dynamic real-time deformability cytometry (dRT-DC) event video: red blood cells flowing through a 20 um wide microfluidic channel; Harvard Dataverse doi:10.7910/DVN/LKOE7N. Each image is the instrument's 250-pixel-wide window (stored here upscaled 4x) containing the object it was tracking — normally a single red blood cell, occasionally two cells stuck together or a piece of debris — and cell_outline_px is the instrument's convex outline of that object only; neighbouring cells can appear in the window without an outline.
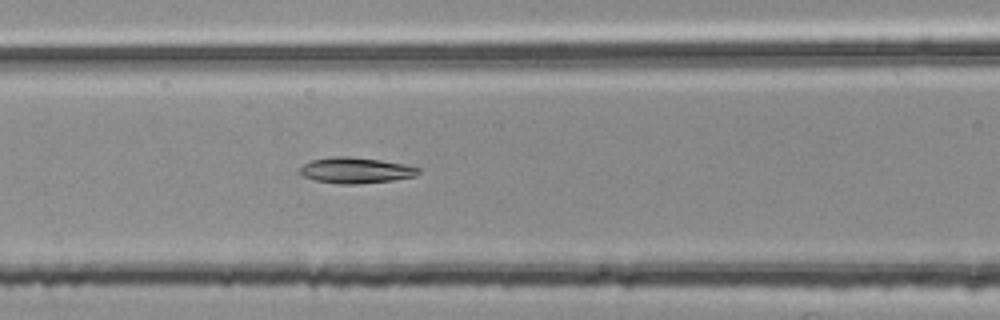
{"species": "common noctule bat (a hibernating species)", "species_latin": "Nyctalus noctula", "temperature_condition": "room temperature", "stored_images_in_passage": 40, "segment_of_instrument_passage": [1, 2], "camera_frame_rate_fps": 3000, "um_per_image_px": 0.085, "animal": {"sex": "female", "body_mass_g": 25.1}, "frame": {"image": 1, "passage_image": 8, "time_ms": 2.333, "image_size_px": [1000, 320], "cell_outline_px": [[420, 172], [416, 176], [392, 180], [356, 184], [340, 184], [316, 180], [300, 176], [300, 168], [304, 164], [312, 160], [332, 156], [348, 156], [380, 160], [404, 164], [420, 168]], "centroid_in_image_um": [30.23, 14.47], "position_along_channel_um": 136.4, "area_um2": 17.8}}
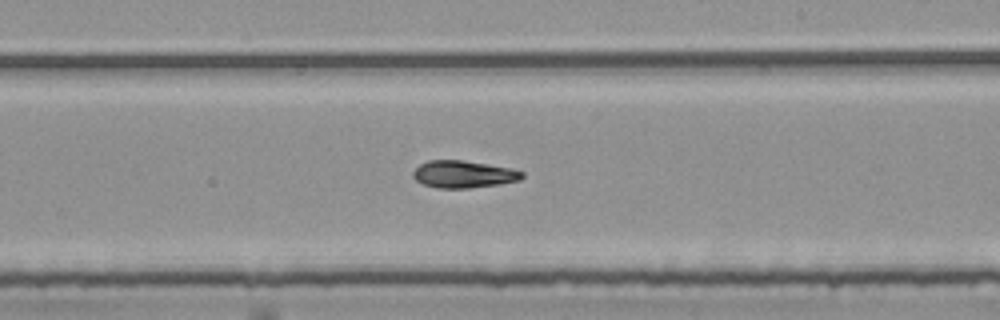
{"frame": {"image": 2, "passage_image": 17, "time_ms": 5.333, "image_size_px": [1000, 320], "cell_outline_px": [[524, 176], [520, 180], [500, 184], [468, 188], [436, 188], [424, 184], [416, 180], [412, 176], [412, 172], [420, 164], [428, 160], [460, 160], [488, 164], [512, 168], [524, 172]], "centroid_in_image_um": [39.4, 14.81], "position_along_channel_um": 249.6, "area_um2": 17.34}}
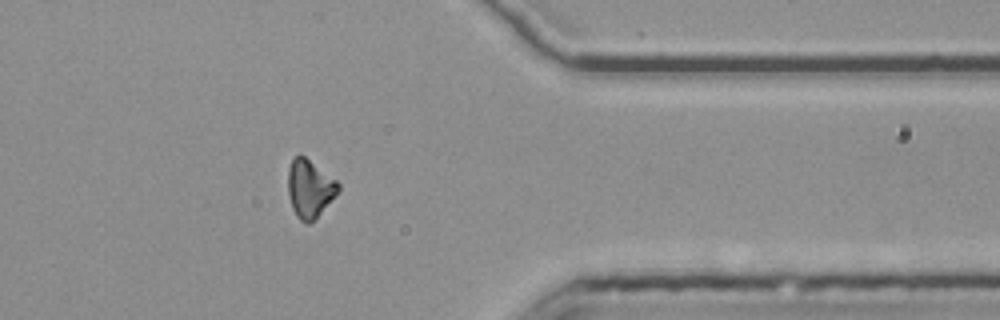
{"frame": {"image": 3, "passage_image": 29, "time_ms": 9.333, "image_size_px": [1000, 320], "cell_outline_px": [[340, 188], [320, 212], [308, 224], [304, 224], [296, 216], [292, 208], [288, 196], [288, 168], [292, 160], [300, 152], [336, 180], [340, 184]], "centroid_in_image_um": [26.28, 16.0], "position_along_channel_um": 385.1, "area_um2": 16.76}}